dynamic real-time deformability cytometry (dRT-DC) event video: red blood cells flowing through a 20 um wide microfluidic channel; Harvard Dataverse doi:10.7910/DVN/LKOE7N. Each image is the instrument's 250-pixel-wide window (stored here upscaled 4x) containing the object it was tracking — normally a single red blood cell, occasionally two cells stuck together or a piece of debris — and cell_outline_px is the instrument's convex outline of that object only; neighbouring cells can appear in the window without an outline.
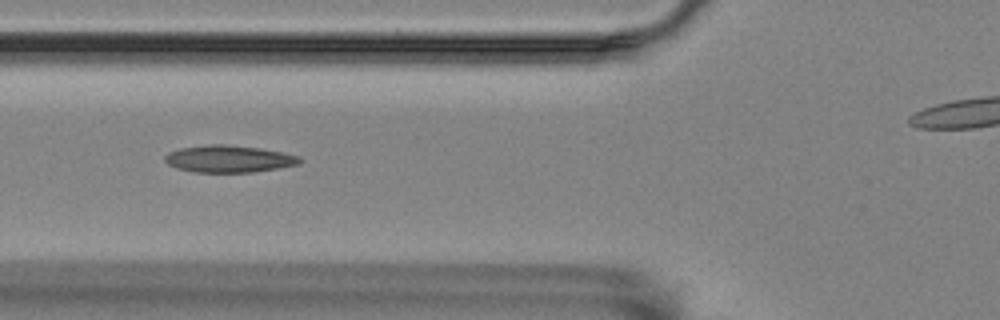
{"species": "Egyptian fruit bat (a non-hibernating species)", "species_latin": "Rousettus aegyptiacus", "temperature_condition": "room temperature", "stored_images_in_passage": 37, "camera_frame_rate_fps": 3000, "um_per_image_px": 0.085, "animal": {"sex": "female"}, "frame": {"image": 1, "passage_image": 8, "time_ms": 2.333, "image_size_px": [1000, 320], "cell_outline_px": [[304, 160], [300, 164], [252, 172], [192, 172], [176, 168], [168, 164], [164, 160], [164, 156], [168, 152], [180, 148], [212, 144], [224, 144], [260, 148], [300, 156]], "centroid_in_image_um": [19.44, 13.5], "position_along_channel_um": 106.4, "area_um2": 21.27}}
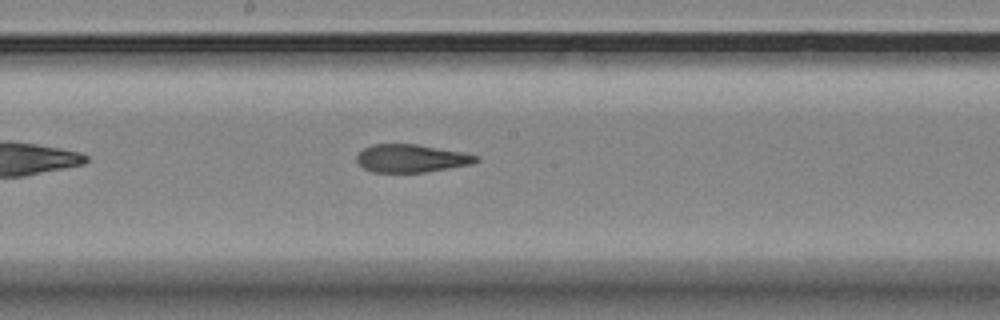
{"frame": {"image": 2, "passage_image": 17, "time_ms": 5.333, "image_size_px": [1000, 320], "cell_outline_px": [[480, 160], [472, 164], [424, 172], [372, 172], [364, 168], [356, 160], [356, 156], [364, 148], [372, 144], [416, 144], [464, 152], [480, 156]], "centroid_in_image_um": [34.98, 13.45], "position_along_channel_um": 213.2, "area_um2": 19.42}}
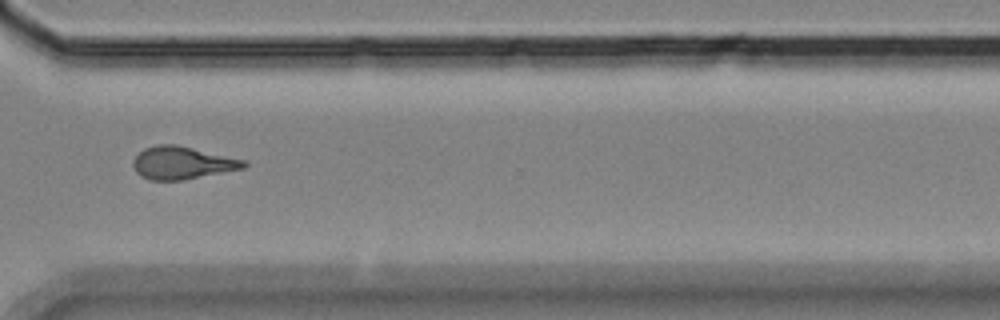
{"frame": {"image": 3, "passage_image": 29, "time_ms": 9.333, "image_size_px": [1000, 320], "cell_outline_px": [[248, 164], [244, 168], [184, 180], [152, 180], [140, 176], [136, 172], [132, 164], [132, 160], [144, 148], [156, 144], [176, 144], [244, 160]], "centroid_in_image_um": [15.45, 13.84], "position_along_channel_um": 355.2, "area_um2": 20.98}}